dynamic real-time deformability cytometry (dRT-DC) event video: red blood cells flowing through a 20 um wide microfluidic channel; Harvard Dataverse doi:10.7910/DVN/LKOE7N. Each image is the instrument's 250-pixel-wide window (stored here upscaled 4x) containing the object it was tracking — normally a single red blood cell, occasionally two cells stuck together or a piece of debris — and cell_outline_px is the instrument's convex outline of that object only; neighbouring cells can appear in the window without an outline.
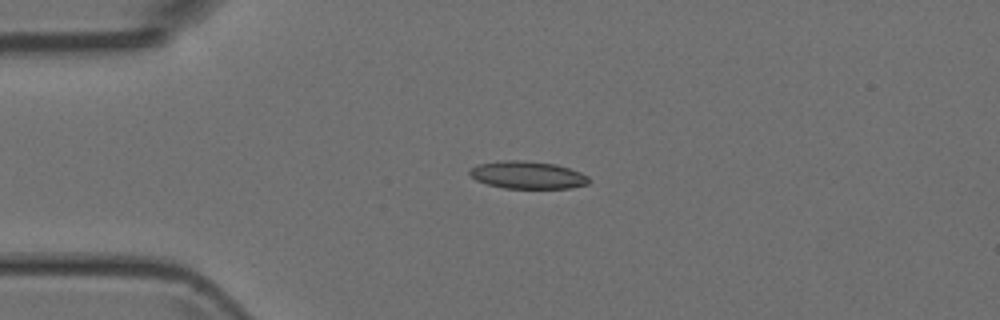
{"species": "Egyptian fruit bat (a non-hibernating species)", "species_latin": "Rousettus aegyptiacus", "temperature_condition": "room temperature", "stored_images_in_passage": 40, "camera_frame_rate_fps": 3000, "um_per_image_px": 0.085, "animal": {"sex": "female"}, "frame": {"image": 1, "passage_image": 1, "time_ms": 0.0, "image_size_px": [1000, 320], "cell_outline_px": [[592, 180], [588, 184], [572, 188], [504, 188], [488, 184], [476, 180], [468, 172], [476, 164], [504, 160], [524, 160], [556, 164], [580, 172], [588, 176]], "centroid_in_image_um": [44.87, 14.87], "position_along_channel_um": 40.1, "area_um2": 19.19}}
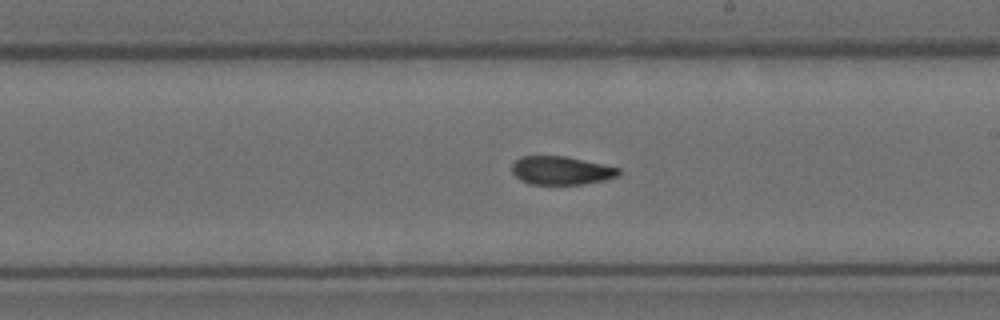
{"frame": {"image": 2, "passage_image": 18, "time_ms": 5.667, "image_size_px": [1000, 320], "cell_outline_px": [[620, 176], [604, 180], [580, 184], [532, 184], [520, 180], [512, 172], [512, 164], [520, 156], [564, 156], [604, 164], [620, 168]], "centroid_in_image_um": [47.71, 14.49], "position_along_channel_um": 241.3, "area_um2": 17.63}}
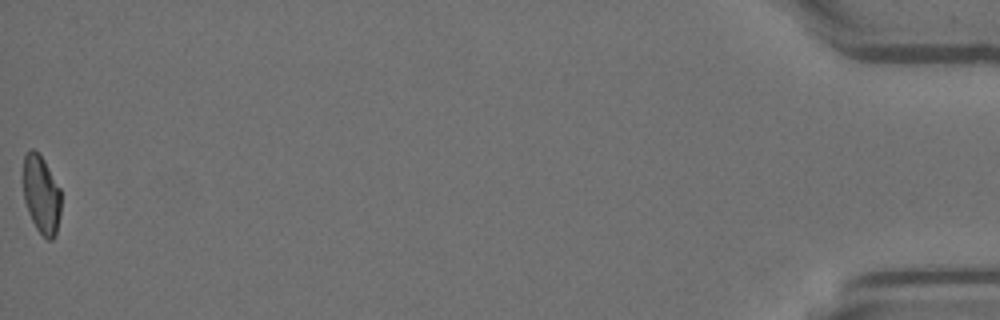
{"frame": {"image": 3, "passage_image": 40, "time_ms": 13.0, "image_size_px": [1000, 320], "cell_outline_px": [[60, 212], [56, 236], [52, 240], [48, 240], [36, 228], [28, 212], [24, 200], [24, 156], [32, 148], [44, 160], [60, 188]], "centroid_in_image_um": [3.52, 16.57], "position_along_channel_um": 431.7, "area_um2": 16.99}}